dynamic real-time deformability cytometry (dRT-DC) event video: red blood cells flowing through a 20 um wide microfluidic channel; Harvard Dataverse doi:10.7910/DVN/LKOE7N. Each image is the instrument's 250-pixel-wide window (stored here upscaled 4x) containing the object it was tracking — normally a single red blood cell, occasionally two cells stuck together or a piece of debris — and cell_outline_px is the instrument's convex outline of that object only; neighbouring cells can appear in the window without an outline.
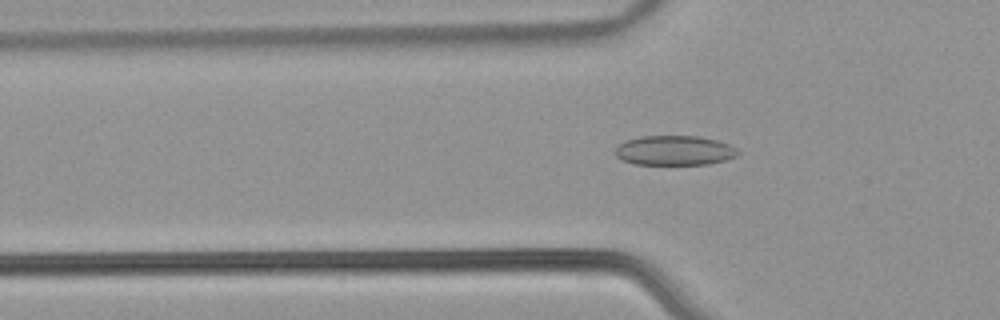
{"species": "common noctule bat (a hibernating species)", "species_latin": "Nyctalus noctula", "temperature_condition": "warm", "stored_images_in_passage": 49, "camera_frame_rate_fps": 3000, "um_per_image_px": 0.085, "animal": {"sex": "male", "body_mass_g": 21.5, "forearm_length_mm": 52.0}, "frame": {"image": 1, "passage_image": 14, "time_ms": 4.333, "image_size_px": [1000, 320], "cell_outline_px": [[740, 152], [736, 156], [724, 160], [708, 164], [632, 164], [616, 156], [612, 152], [624, 140], [640, 136], [700, 136], [716, 140], [728, 144], [736, 148]], "centroid_in_image_um": [57.3, 12.78], "position_along_channel_um": 68.5, "area_um2": 21.27}}
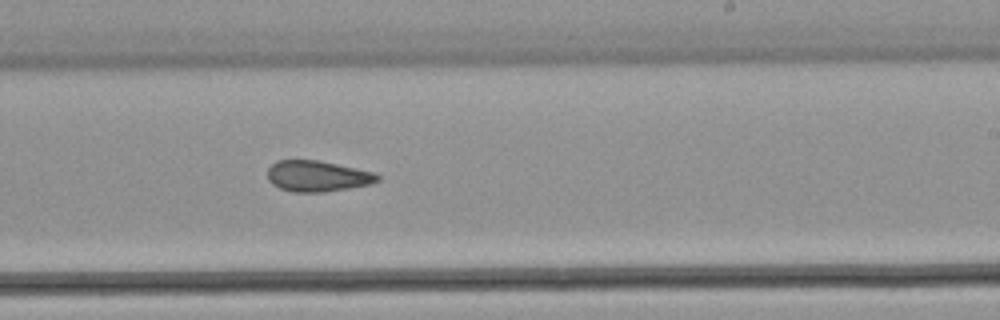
{"frame": {"image": 2, "passage_image": 29, "time_ms": 9.333, "image_size_px": [1000, 320], "cell_outline_px": [[380, 180], [372, 184], [324, 192], [292, 192], [280, 188], [272, 184], [268, 180], [268, 168], [276, 160], [320, 160], [372, 172], [380, 176]], "centroid_in_image_um": [26.96, 14.97], "position_along_channel_um": 262.0, "area_um2": 19.83}}
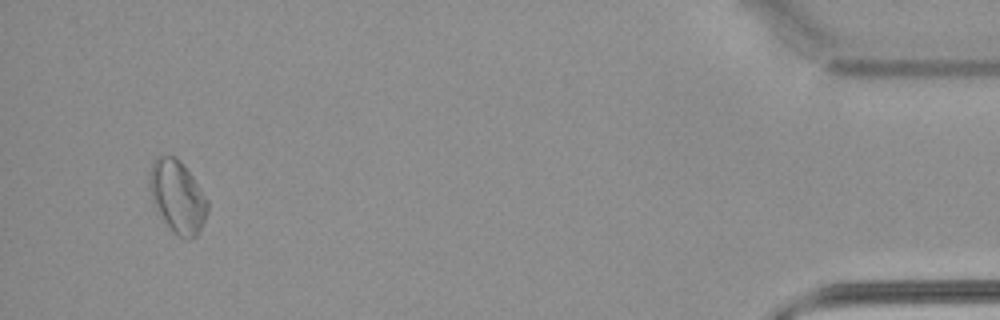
{"frame": {"image": 3, "passage_image": 47, "time_ms": 15.333, "image_size_px": [1000, 320], "cell_outline_px": [[208, 212], [196, 236], [188, 240], [172, 232], [156, 212], [152, 204], [148, 184], [148, 176], [152, 160], [156, 156], [176, 156], [184, 164], [208, 200]], "centroid_in_image_um": [15.03, 16.7], "position_along_channel_um": 420.2, "area_um2": 24.97}, "authors_computed_cell_mechanics": {"area_um2": 20.9814, "velocity_mm_per_s": 3.8791, "shape_relaxation_time_tau1_ms": null, "shape_relaxation_time_tau2_ms": 3.6574, "deformation_change_tau1": null, "deformation_change_tau2": 0.0946}}